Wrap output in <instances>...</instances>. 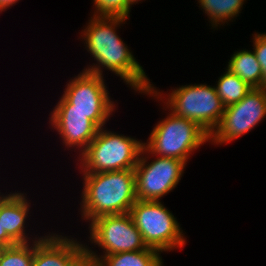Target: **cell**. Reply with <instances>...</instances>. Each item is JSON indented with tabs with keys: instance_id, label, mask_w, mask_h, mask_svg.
Listing matches in <instances>:
<instances>
[{
	"instance_id": "cell-2",
	"label": "cell",
	"mask_w": 266,
	"mask_h": 266,
	"mask_svg": "<svg viewBox=\"0 0 266 266\" xmlns=\"http://www.w3.org/2000/svg\"><path fill=\"white\" fill-rule=\"evenodd\" d=\"M83 180V220L129 213L137 201L134 169L83 174Z\"/></svg>"
},
{
	"instance_id": "cell-8",
	"label": "cell",
	"mask_w": 266,
	"mask_h": 266,
	"mask_svg": "<svg viewBox=\"0 0 266 266\" xmlns=\"http://www.w3.org/2000/svg\"><path fill=\"white\" fill-rule=\"evenodd\" d=\"M89 228L90 242L101 246L105 254L98 256L86 245L88 266H93L102 256L148 248L130 213L98 217L90 223Z\"/></svg>"
},
{
	"instance_id": "cell-7",
	"label": "cell",
	"mask_w": 266,
	"mask_h": 266,
	"mask_svg": "<svg viewBox=\"0 0 266 266\" xmlns=\"http://www.w3.org/2000/svg\"><path fill=\"white\" fill-rule=\"evenodd\" d=\"M167 95L164 104L176 116L196 122L209 135L218 127L225 107L215 86L184 85Z\"/></svg>"
},
{
	"instance_id": "cell-22",
	"label": "cell",
	"mask_w": 266,
	"mask_h": 266,
	"mask_svg": "<svg viewBox=\"0 0 266 266\" xmlns=\"http://www.w3.org/2000/svg\"><path fill=\"white\" fill-rule=\"evenodd\" d=\"M19 0H0V12L11 7L13 4L17 3Z\"/></svg>"
},
{
	"instance_id": "cell-21",
	"label": "cell",
	"mask_w": 266,
	"mask_h": 266,
	"mask_svg": "<svg viewBox=\"0 0 266 266\" xmlns=\"http://www.w3.org/2000/svg\"><path fill=\"white\" fill-rule=\"evenodd\" d=\"M17 244L6 232L2 230V224L0 220V247H8Z\"/></svg>"
},
{
	"instance_id": "cell-12",
	"label": "cell",
	"mask_w": 266,
	"mask_h": 266,
	"mask_svg": "<svg viewBox=\"0 0 266 266\" xmlns=\"http://www.w3.org/2000/svg\"><path fill=\"white\" fill-rule=\"evenodd\" d=\"M50 123L68 148L77 147L82 153L96 137L99 127L80 112H51Z\"/></svg>"
},
{
	"instance_id": "cell-1",
	"label": "cell",
	"mask_w": 266,
	"mask_h": 266,
	"mask_svg": "<svg viewBox=\"0 0 266 266\" xmlns=\"http://www.w3.org/2000/svg\"><path fill=\"white\" fill-rule=\"evenodd\" d=\"M127 19L109 17H91L89 24L82 30L81 36L86 44L85 48L97 61V64L87 67L84 71L102 75V67L114 72L131 86V89L152 94L161 98L162 94L153 87L146 76L143 67L136 61L131 50L117 35L116 28ZM119 25V26H118ZM155 88V89H154Z\"/></svg>"
},
{
	"instance_id": "cell-13",
	"label": "cell",
	"mask_w": 266,
	"mask_h": 266,
	"mask_svg": "<svg viewBox=\"0 0 266 266\" xmlns=\"http://www.w3.org/2000/svg\"><path fill=\"white\" fill-rule=\"evenodd\" d=\"M24 193L0 195V220L2 230L16 243H28L30 237L25 234V222L29 213L30 203ZM29 239V240H28Z\"/></svg>"
},
{
	"instance_id": "cell-18",
	"label": "cell",
	"mask_w": 266,
	"mask_h": 266,
	"mask_svg": "<svg viewBox=\"0 0 266 266\" xmlns=\"http://www.w3.org/2000/svg\"><path fill=\"white\" fill-rule=\"evenodd\" d=\"M17 243L13 246L0 247V266H32L34 256V241ZM30 246V247H29Z\"/></svg>"
},
{
	"instance_id": "cell-15",
	"label": "cell",
	"mask_w": 266,
	"mask_h": 266,
	"mask_svg": "<svg viewBox=\"0 0 266 266\" xmlns=\"http://www.w3.org/2000/svg\"><path fill=\"white\" fill-rule=\"evenodd\" d=\"M160 252L146 248L102 256L93 266H163Z\"/></svg>"
},
{
	"instance_id": "cell-16",
	"label": "cell",
	"mask_w": 266,
	"mask_h": 266,
	"mask_svg": "<svg viewBox=\"0 0 266 266\" xmlns=\"http://www.w3.org/2000/svg\"><path fill=\"white\" fill-rule=\"evenodd\" d=\"M245 0H198L203 12L209 16L213 28L237 17ZM233 18V19H232ZM228 21V22H227Z\"/></svg>"
},
{
	"instance_id": "cell-4",
	"label": "cell",
	"mask_w": 266,
	"mask_h": 266,
	"mask_svg": "<svg viewBox=\"0 0 266 266\" xmlns=\"http://www.w3.org/2000/svg\"><path fill=\"white\" fill-rule=\"evenodd\" d=\"M148 140L143 143L144 153L153 157L176 158L187 163L193 151L204 142H210V135L196 122L170 111L166 118L156 124Z\"/></svg>"
},
{
	"instance_id": "cell-17",
	"label": "cell",
	"mask_w": 266,
	"mask_h": 266,
	"mask_svg": "<svg viewBox=\"0 0 266 266\" xmlns=\"http://www.w3.org/2000/svg\"><path fill=\"white\" fill-rule=\"evenodd\" d=\"M221 75L215 86L224 107L236 104L241 101L252 89L246 82L228 69Z\"/></svg>"
},
{
	"instance_id": "cell-14",
	"label": "cell",
	"mask_w": 266,
	"mask_h": 266,
	"mask_svg": "<svg viewBox=\"0 0 266 266\" xmlns=\"http://www.w3.org/2000/svg\"><path fill=\"white\" fill-rule=\"evenodd\" d=\"M227 69L250 87L261 88L262 69L254 51H236L230 58Z\"/></svg>"
},
{
	"instance_id": "cell-6",
	"label": "cell",
	"mask_w": 266,
	"mask_h": 266,
	"mask_svg": "<svg viewBox=\"0 0 266 266\" xmlns=\"http://www.w3.org/2000/svg\"><path fill=\"white\" fill-rule=\"evenodd\" d=\"M161 203L137 200L129 212L147 247L160 253L182 248L186 244L178 221Z\"/></svg>"
},
{
	"instance_id": "cell-19",
	"label": "cell",
	"mask_w": 266,
	"mask_h": 266,
	"mask_svg": "<svg viewBox=\"0 0 266 266\" xmlns=\"http://www.w3.org/2000/svg\"><path fill=\"white\" fill-rule=\"evenodd\" d=\"M94 17L128 18V0H93Z\"/></svg>"
},
{
	"instance_id": "cell-5",
	"label": "cell",
	"mask_w": 266,
	"mask_h": 266,
	"mask_svg": "<svg viewBox=\"0 0 266 266\" xmlns=\"http://www.w3.org/2000/svg\"><path fill=\"white\" fill-rule=\"evenodd\" d=\"M103 75L82 71L71 79L64 89L53 112H80L88 114L99 128H102L114 111Z\"/></svg>"
},
{
	"instance_id": "cell-11",
	"label": "cell",
	"mask_w": 266,
	"mask_h": 266,
	"mask_svg": "<svg viewBox=\"0 0 266 266\" xmlns=\"http://www.w3.org/2000/svg\"><path fill=\"white\" fill-rule=\"evenodd\" d=\"M76 240L57 234L38 238L32 266H86L85 246Z\"/></svg>"
},
{
	"instance_id": "cell-10",
	"label": "cell",
	"mask_w": 266,
	"mask_h": 266,
	"mask_svg": "<svg viewBox=\"0 0 266 266\" xmlns=\"http://www.w3.org/2000/svg\"><path fill=\"white\" fill-rule=\"evenodd\" d=\"M266 117V89L252 88L236 104L225 107L218 127L210 135V142L221 145L240 138Z\"/></svg>"
},
{
	"instance_id": "cell-9",
	"label": "cell",
	"mask_w": 266,
	"mask_h": 266,
	"mask_svg": "<svg viewBox=\"0 0 266 266\" xmlns=\"http://www.w3.org/2000/svg\"><path fill=\"white\" fill-rule=\"evenodd\" d=\"M144 154L143 146L134 168L137 200L160 201L161 197L177 186L186 163L176 158L160 156L149 163V155L146 157Z\"/></svg>"
},
{
	"instance_id": "cell-20",
	"label": "cell",
	"mask_w": 266,
	"mask_h": 266,
	"mask_svg": "<svg viewBox=\"0 0 266 266\" xmlns=\"http://www.w3.org/2000/svg\"><path fill=\"white\" fill-rule=\"evenodd\" d=\"M253 36V51L262 69L261 88L266 89V33H255Z\"/></svg>"
},
{
	"instance_id": "cell-23",
	"label": "cell",
	"mask_w": 266,
	"mask_h": 266,
	"mask_svg": "<svg viewBox=\"0 0 266 266\" xmlns=\"http://www.w3.org/2000/svg\"><path fill=\"white\" fill-rule=\"evenodd\" d=\"M138 1L141 0H128V17L130 16L129 14H130L131 5L138 3Z\"/></svg>"
},
{
	"instance_id": "cell-3",
	"label": "cell",
	"mask_w": 266,
	"mask_h": 266,
	"mask_svg": "<svg viewBox=\"0 0 266 266\" xmlns=\"http://www.w3.org/2000/svg\"><path fill=\"white\" fill-rule=\"evenodd\" d=\"M104 129L79 154L82 174L134 169L138 163L144 142Z\"/></svg>"
}]
</instances>
